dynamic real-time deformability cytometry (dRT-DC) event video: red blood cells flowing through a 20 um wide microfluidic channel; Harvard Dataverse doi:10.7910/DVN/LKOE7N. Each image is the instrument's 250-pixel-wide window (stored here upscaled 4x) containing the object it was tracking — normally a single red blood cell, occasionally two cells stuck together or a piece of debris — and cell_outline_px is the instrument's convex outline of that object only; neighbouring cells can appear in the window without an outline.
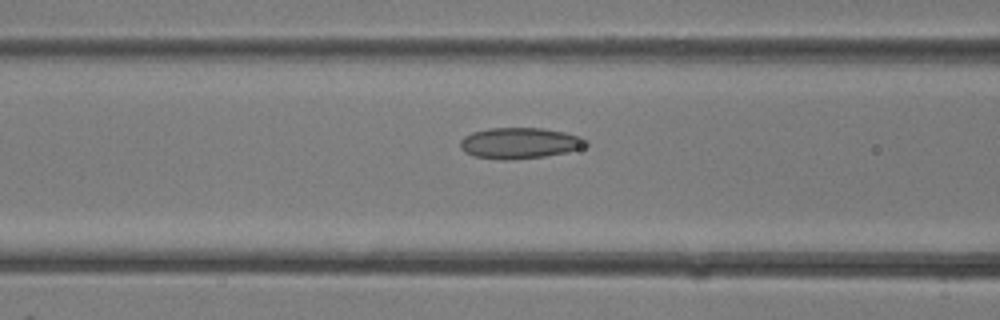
{"species": "common noctule bat (a hibernating species)", "species_latin": "Nyctalus noctula", "temperature_condition": "room temperature", "stored_images_in_passage": 33, "camera_frame_rate_fps": 3000, "um_per_image_px": 0.085, "animal": {"sex": "female"}, "frame": {"image": 1, "passage_image": 13, "time_ms": 4.0, "image_size_px": [1000, 320], "cell_outline_px": [[588, 144], [580, 148], [568, 152], [544, 156], [512, 160], [500, 160], [472, 156], [464, 152], [460, 148], [460, 140], [464, 136], [472, 132], [488, 128], [544, 128], [564, 132], [580, 136], [588, 140]], "centroid_in_image_um": [44.14, 12.17], "position_along_channel_um": 122.5, "area_um2": 22.95}}
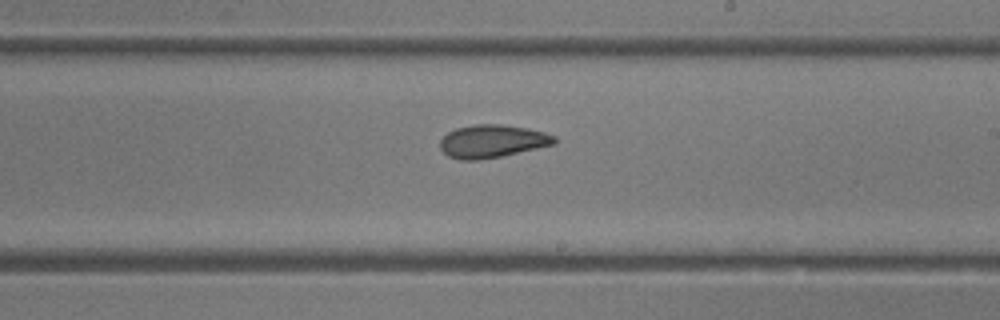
{"frame": {"image": 2, "passage_image": 19, "time_ms": 6.0, "image_size_px": [1000, 320], "cell_outline_px": [[556, 144], [500, 156], [480, 160], [460, 160], [448, 156], [440, 148], [440, 140], [448, 132], [456, 128], [476, 124], [500, 124], [528, 128], [544, 132], [556, 136]], "centroid_in_image_um": [41.84, 12.0], "position_along_channel_um": 247.2, "area_um2": 21.91}}
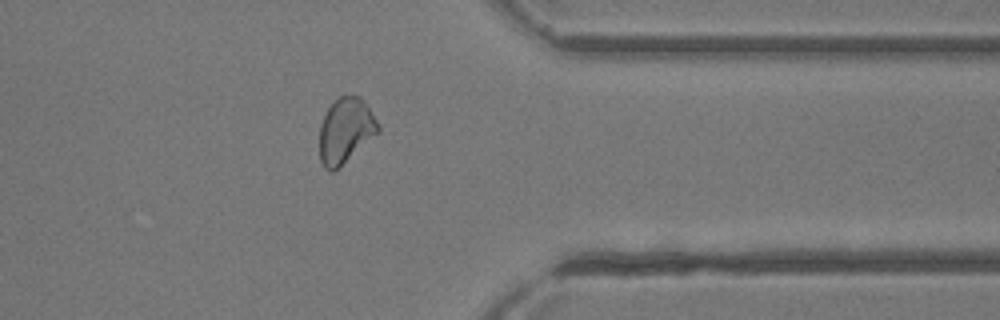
{"frame": {"image": 3, "passage_image": 26, "time_ms": 8.333, "image_size_px": [1000, 320], "cell_outline_px": [[380, 132], [340, 168], [332, 172], [324, 168], [320, 160], [320, 124], [328, 108], [340, 96], [360, 96], [380, 124]], "centroid_in_image_um": [29.39, 11.14], "position_along_channel_um": 382.0, "area_um2": 22.43}}